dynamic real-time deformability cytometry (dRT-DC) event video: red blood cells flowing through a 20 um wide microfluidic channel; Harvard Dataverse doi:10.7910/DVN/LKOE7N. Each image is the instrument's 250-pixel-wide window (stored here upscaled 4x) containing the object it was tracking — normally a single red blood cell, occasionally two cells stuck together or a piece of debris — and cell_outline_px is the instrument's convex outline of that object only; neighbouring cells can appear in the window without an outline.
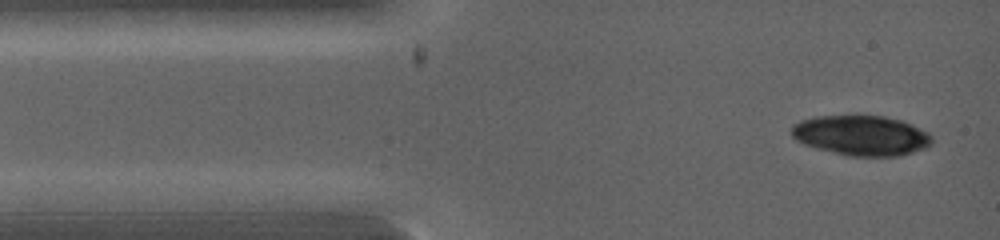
{"species": "common noctule bat (a hibernating species)", "species_latin": "Nyctalus noctula", "temperature_condition": "warm", "stored_images_in_passage": 6, "camera_frame_rate_fps": 5000, "um_per_image_px": 0.085, "animal": {"sex": "female", "body_mass_g": 19.0, "forearm_length_mm": 53.3}, "frame": {"image": 1, "passage_image": 1, "time_ms": 0.0, "image_size_px": [1000, 240], "cell_outline_px": [[932, 144], [924, 148], [900, 156], [848, 156], [816, 148], [804, 144], [796, 140], [792, 136], [792, 124], [800, 120], [816, 116], [884, 116], [904, 120], [928, 132], [932, 136]], "centroid_in_image_um": [73.22, 11.51], "position_along_channel_um": 11.8, "area_um2": 32.95}}